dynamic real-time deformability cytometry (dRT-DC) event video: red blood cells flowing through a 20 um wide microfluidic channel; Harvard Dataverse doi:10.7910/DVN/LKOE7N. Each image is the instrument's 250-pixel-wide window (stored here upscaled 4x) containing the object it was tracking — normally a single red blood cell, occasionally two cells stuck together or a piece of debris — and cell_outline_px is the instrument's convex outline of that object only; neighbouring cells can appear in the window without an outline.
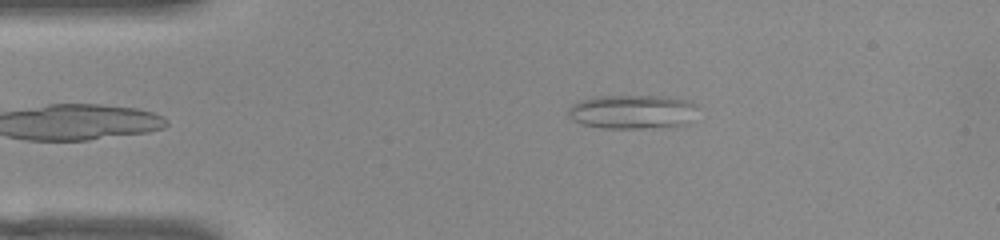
{"species": "common noctule bat (a hibernating species)", "species_latin": "Nyctalus noctula", "temperature_condition": "warm", "stored_images_in_passage": 43, "camera_frame_rate_fps": 3000, "um_per_image_px": 0.085, "animal": {"sex": "female", "body_mass_g": 22.0, "forearm_length_mm": 56.7}, "frame": {"image": 1, "passage_image": 1, "time_ms": 0.0, "image_size_px": [1000, 240], "cell_outline_px": [[696, 104], [692, 124], [676, 128], [600, 128], [580, 124], [568, 116], [568, 108], [572, 104], [580, 100], [596, 96], [668, 96], [692, 100]], "centroid_in_image_um": [53.83, 9.52], "position_along_channel_um": 31.2, "area_um2": 26.59}}
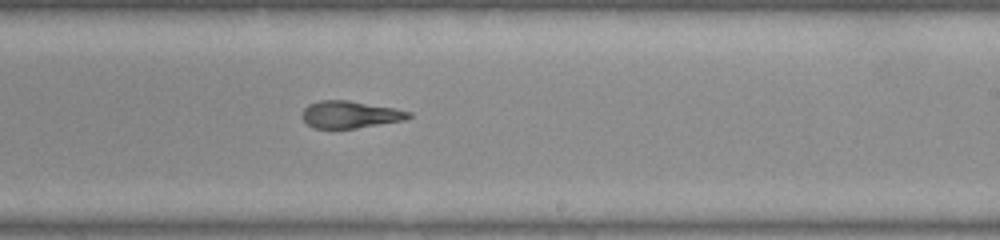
{"frame": {"image": 2, "passage_image": 22, "time_ms": 7.0, "image_size_px": [1000, 240], "cell_outline_px": [[412, 116], [404, 120], [356, 128], [312, 128], [300, 116], [300, 112], [308, 104], [320, 100], [348, 100], [396, 108], [412, 112]], "centroid_in_image_um": [29.73, 9.72], "position_along_channel_um": 259.3, "area_um2": 16.99}}
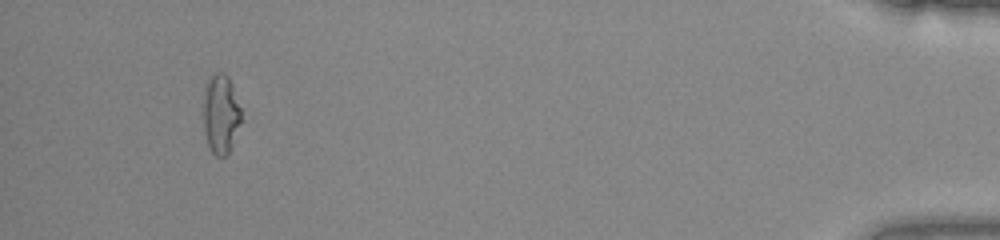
{"frame": {"image": 3, "passage_image": 40, "time_ms": 13.0, "image_size_px": [1000, 240], "cell_outline_px": [[240, 120], [232, 144], [228, 152], [224, 156], [216, 156], [212, 152], [208, 144], [204, 128], [204, 88], [208, 80], [216, 72], [224, 72], [228, 76], [232, 84], [240, 108]], "centroid_in_image_um": [18.75, 9.65], "position_along_channel_um": 416.5, "area_um2": 17.05}, "authors_computed_cell_mechanics": {"area_um2": 18.3804, "velocity_mm_per_s": 3.8659, "shape_relaxation_time_tau1_ms": null, "shape_relaxation_time_tau2_ms": 2.9918, "deformation_change_tau1": null, "deformation_change_tau2": 0.1148}}